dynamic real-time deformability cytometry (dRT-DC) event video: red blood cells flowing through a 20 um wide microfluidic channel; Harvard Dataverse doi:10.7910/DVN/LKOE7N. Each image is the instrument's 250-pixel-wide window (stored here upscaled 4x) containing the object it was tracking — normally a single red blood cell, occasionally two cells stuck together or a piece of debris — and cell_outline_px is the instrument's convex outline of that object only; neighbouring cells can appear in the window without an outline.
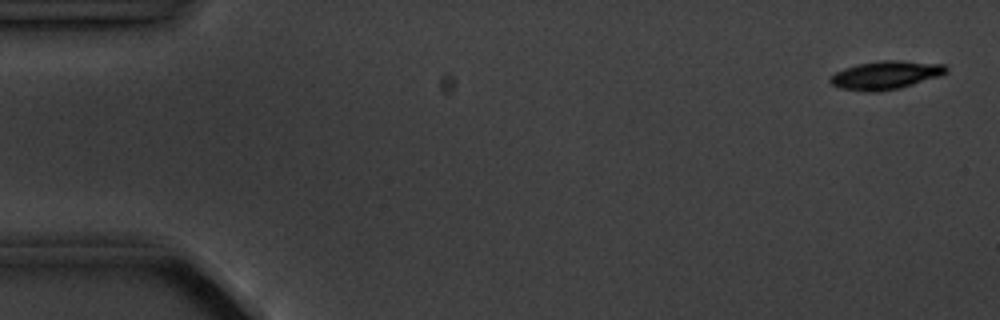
{"species": "common noctule bat (a hibernating species)", "species_latin": "Nyctalus noctula", "temperature_condition": "cold", "stored_images_in_passage": 5, "camera_frame_rate_fps": 3000, "um_per_image_px": 0.085, "animal": {"sex": "male", "body_mass_g": 20.1, "forearm_length_mm": 53.5}, "frame": {"image": 1, "passage_image": 1, "time_ms": 0.0, "image_size_px": [1000, 320], "cell_outline_px": [[948, 72], [940, 76], [900, 88], [876, 92], [868, 92], [840, 88], [832, 84], [828, 80], [836, 72], [844, 68], [856, 64], [880, 60], [896, 60], [944, 64], [948, 68]], "centroid_in_image_um": [75.29, 6.38], "position_along_channel_um": 9.7, "area_um2": 19.19}}